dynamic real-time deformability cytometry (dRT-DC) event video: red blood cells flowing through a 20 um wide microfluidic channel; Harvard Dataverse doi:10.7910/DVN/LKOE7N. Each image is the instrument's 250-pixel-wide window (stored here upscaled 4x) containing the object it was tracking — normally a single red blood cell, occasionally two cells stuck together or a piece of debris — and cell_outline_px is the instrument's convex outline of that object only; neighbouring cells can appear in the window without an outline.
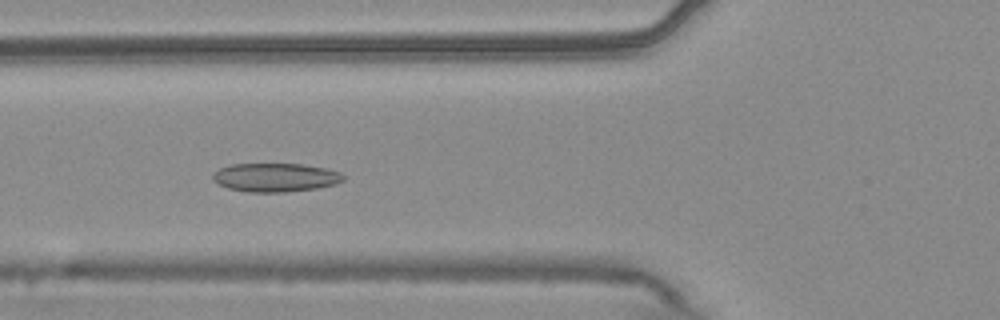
{"species": "common noctule bat (a hibernating species)", "species_latin": "Nyctalus noctula", "temperature_condition": "warm", "stored_images_in_passage": 54, "camera_frame_rate_fps": 3000, "um_per_image_px": 0.085, "animal": {"sex": "male", "body_mass_g": 20.4}, "frame": {"image": 1, "passage_image": 20, "time_ms": 6.333, "image_size_px": [1000, 320], "cell_outline_px": [[344, 180], [336, 184], [316, 188], [288, 192], [248, 192], [228, 188], [212, 180], [212, 176], [220, 168], [232, 164], [304, 164], [324, 168], [340, 172], [344, 176]], "centroid_in_image_um": [23.43, 15.08], "position_along_channel_um": 102.4, "area_um2": 21.73}}
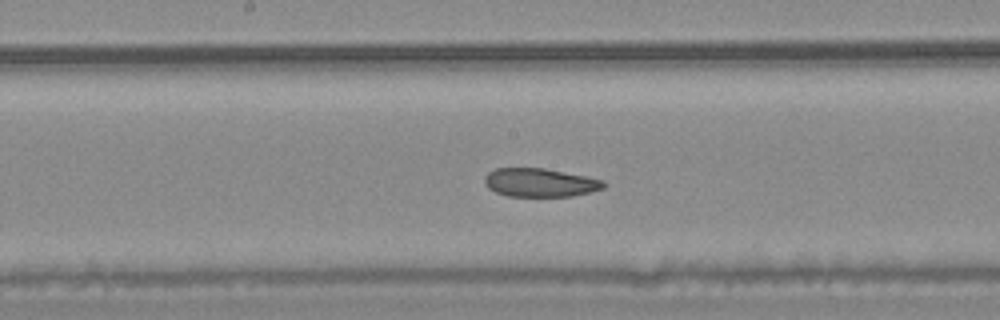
{"frame": {"image": 2, "passage_image": 28, "time_ms": 9.0, "image_size_px": [1000, 320], "cell_outline_px": [[608, 184], [604, 188], [572, 196], [508, 196], [496, 192], [488, 188], [484, 184], [484, 176], [488, 172], [496, 168], [544, 168], [604, 180]], "centroid_in_image_um": [45.88, 15.52], "position_along_channel_um": 202.3, "area_um2": 19.77}}
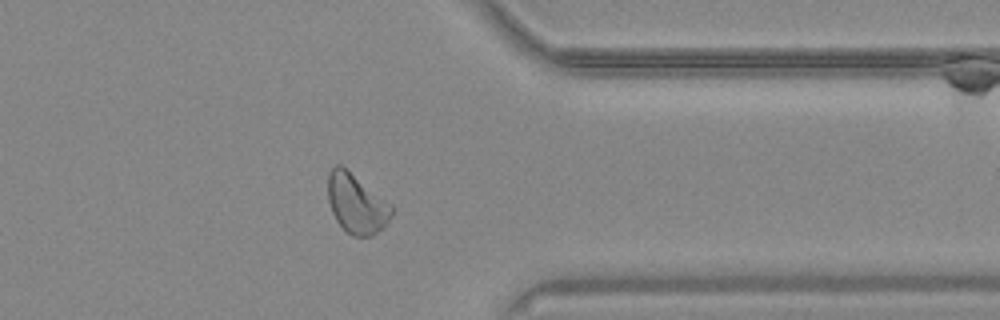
{"frame": {"image": 3, "passage_image": 43, "time_ms": 14.0, "image_size_px": [1000, 320], "cell_outline_px": [[392, 216], [372, 236], [352, 236], [336, 220], [332, 212], [328, 200], [328, 172], [336, 164], [340, 164], [392, 204]], "centroid_in_image_um": [30.28, 17.29], "position_along_channel_um": 381.1, "area_um2": 21.73}, "authors_computed_cell_mechanics": {"area_um2": 22.6287, "velocity_mm_per_s": 3.7386, "shape_relaxation_time_tau1_ms": null, "shape_relaxation_time_tau2_ms": 2.8094, "deformation_change_tau1": null, "deformation_change_tau2": 0.0862}}